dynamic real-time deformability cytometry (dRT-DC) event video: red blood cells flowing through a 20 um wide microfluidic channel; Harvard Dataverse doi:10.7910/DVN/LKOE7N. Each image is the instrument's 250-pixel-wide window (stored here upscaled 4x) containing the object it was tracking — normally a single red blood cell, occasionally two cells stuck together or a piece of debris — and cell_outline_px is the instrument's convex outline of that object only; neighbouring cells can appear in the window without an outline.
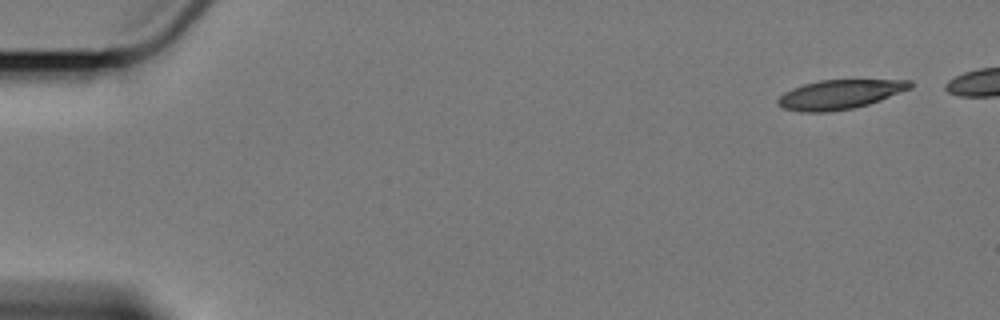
{"species": "Egyptian fruit bat (a non-hibernating species)", "species_latin": "Rousettus aegyptiacus", "temperature_condition": "cold", "stored_images_in_passage": 5, "camera_frame_rate_fps": 3000, "um_per_image_px": 0.085, "animal": {"sex": "female"}, "frame": {"image": 1, "passage_image": 1, "time_ms": 0.0, "image_size_px": [1000, 320], "cell_outline_px": [[912, 88], [880, 100], [868, 104], [852, 108], [828, 112], [800, 112], [784, 108], [776, 104], [776, 100], [784, 92], [792, 88], [804, 84], [820, 80], [912, 80]], "centroid_in_image_um": [71.35, 8.03], "position_along_channel_um": 13.6, "area_um2": 22.54}}